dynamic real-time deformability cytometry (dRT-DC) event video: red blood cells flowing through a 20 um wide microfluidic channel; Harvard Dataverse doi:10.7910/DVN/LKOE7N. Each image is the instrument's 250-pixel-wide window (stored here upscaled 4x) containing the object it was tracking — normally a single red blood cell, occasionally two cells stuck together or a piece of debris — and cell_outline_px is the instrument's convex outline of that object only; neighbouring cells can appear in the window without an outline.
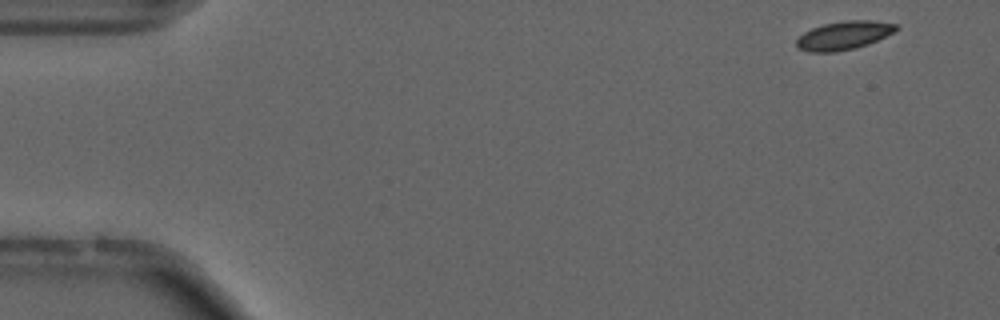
{"species": "common noctule bat (a hibernating species)", "species_latin": "Nyctalus noctula", "temperature_condition": "cold", "stored_images_in_passage": 15, "camera_frame_rate_fps": 3000, "um_per_image_px": 0.085, "animal": {"sex": "male", "forearm_length_mm": 52.5}, "frame": {"image": 1, "passage_image": 1, "time_ms": 0.0, "image_size_px": [1000, 320], "cell_outline_px": [[900, 28], [896, 32], [868, 44], [836, 52], [808, 52], [796, 48], [796, 40], [804, 32], [812, 28], [824, 24], [844, 20], [872, 20], [900, 24]], "centroid_in_image_um": [71.76, 3.0], "position_along_channel_um": 13.2, "area_um2": 16.76}}
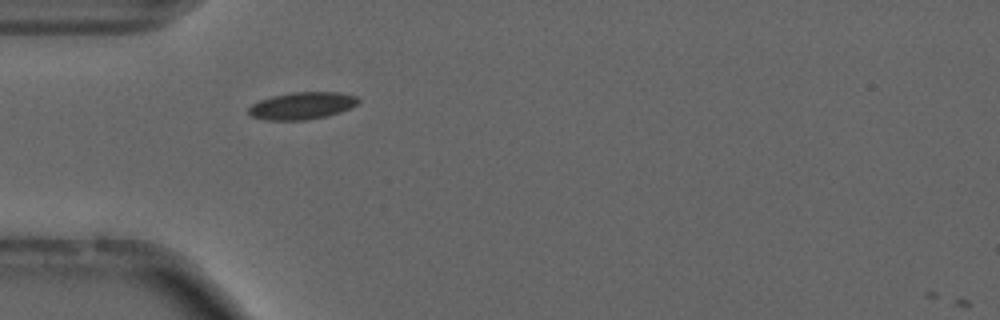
{"frame": {"image": 2, "passage_image": 14, "time_ms": 4.333, "image_size_px": [1000, 320], "cell_outline_px": [[360, 100], [352, 108], [328, 116], [308, 120], [264, 120], [252, 116], [248, 112], [248, 108], [252, 104], [260, 100], [272, 96], [292, 92], [340, 92], [356, 96]], "centroid_in_image_um": [25.69, 8.99], "position_along_channel_um": 59.3, "area_um2": 17.51}}